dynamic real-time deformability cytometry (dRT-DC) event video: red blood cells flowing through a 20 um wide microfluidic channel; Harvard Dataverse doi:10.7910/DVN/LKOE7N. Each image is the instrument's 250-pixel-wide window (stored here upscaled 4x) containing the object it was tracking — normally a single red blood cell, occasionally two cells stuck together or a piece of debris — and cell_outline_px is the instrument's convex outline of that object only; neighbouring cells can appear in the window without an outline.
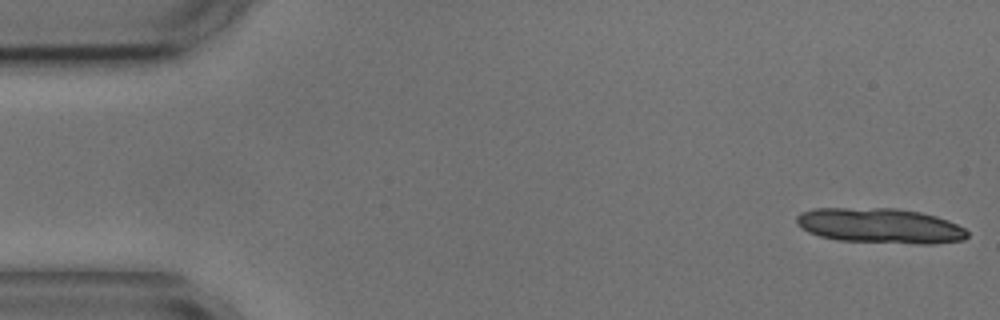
{"species": "common noctule bat (a hibernating species)", "species_latin": "Nyctalus noctula", "temperature_condition": "cold", "stored_images_in_passage": 14, "camera_frame_rate_fps": 3000, "um_per_image_px": 0.085, "animal": {"sex": "male", "body_mass_g": 17.9, "forearm_length_mm": 54.2}, "frame": {"image": 1, "passage_image": 1, "time_ms": 0.0, "image_size_px": [1000, 320], "cell_outline_px": [[968, 236], [964, 240], [932, 244], [916, 244], [836, 240], [820, 236], [808, 232], [800, 228], [796, 224], [796, 216], [800, 212], [812, 208], [896, 208], [920, 212], [936, 216], [948, 220], [964, 228], [968, 232]], "centroid_in_image_um": [74.78, 19.19], "position_along_channel_um": 10.2, "area_um2": 35.32}}